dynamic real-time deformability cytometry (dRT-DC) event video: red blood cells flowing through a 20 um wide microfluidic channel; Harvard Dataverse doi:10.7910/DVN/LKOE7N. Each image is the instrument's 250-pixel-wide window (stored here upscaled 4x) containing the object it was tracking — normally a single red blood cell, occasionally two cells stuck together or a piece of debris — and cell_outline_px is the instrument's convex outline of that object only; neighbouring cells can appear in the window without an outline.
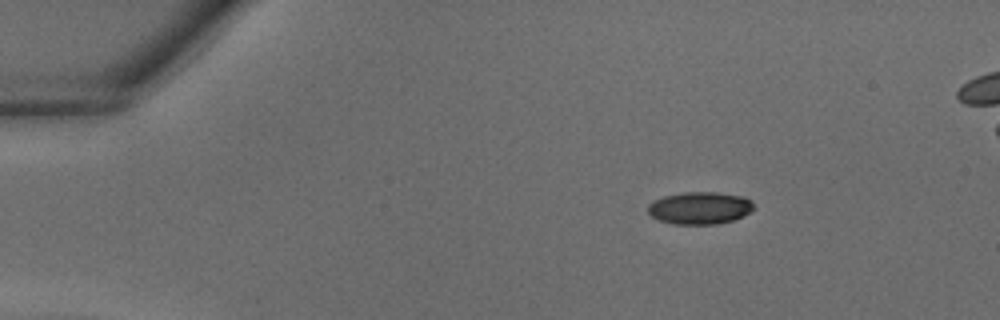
{"species": "common noctule bat (a hibernating species)", "species_latin": "Nyctalus noctula", "temperature_condition": "warm", "stored_images_in_passage": 34, "segment_of_instrument_passage": [1, 2], "camera_frame_rate_fps": 3000, "um_per_image_px": 0.085, "animal": {"sex": "male", "body_mass_g": 18.8}, "frame": {"image": 1, "passage_image": 1, "time_ms": 0.0, "image_size_px": [1000, 320], "cell_outline_px": [[756, 208], [744, 216], [732, 220], [716, 224], [672, 224], [660, 220], [652, 216], [648, 212], [648, 204], [652, 200], [664, 196], [684, 192], [716, 192], [744, 196], [752, 200]], "centroid_in_image_um": [59.51, 17.67], "position_along_channel_um": 25.5, "area_um2": 20.17}}
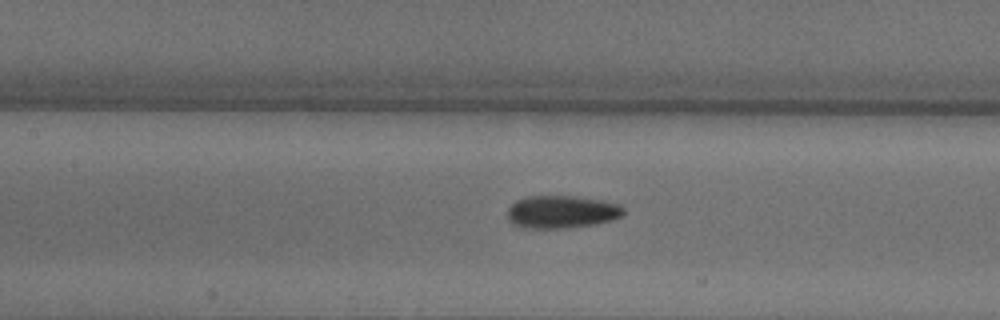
{"frame": {"image": 2, "passage_image": 13, "time_ms": 4.0, "image_size_px": [1000, 320], "cell_outline_px": [[624, 212], [620, 216], [612, 220], [596, 224], [564, 228], [524, 228], [512, 224], [508, 220], [508, 208], [516, 200], [524, 196], [572, 196], [620, 204], [624, 208]], "centroid_in_image_um": [47.7, 18.01], "position_along_channel_um": 159.7, "area_um2": 22.08}}
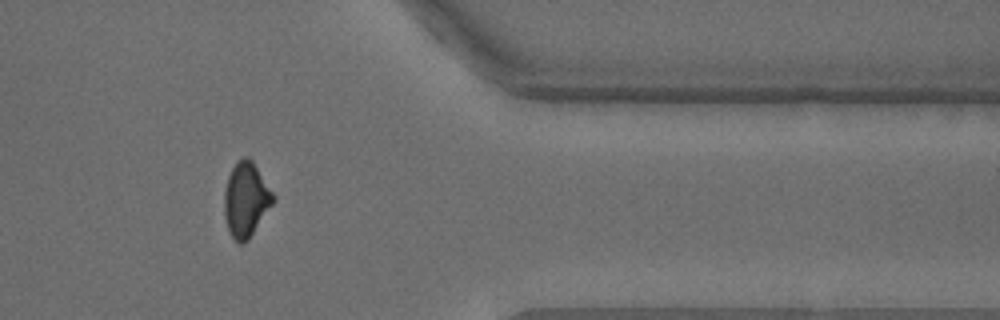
{"frame": {"image": 3, "passage_image": 27, "time_ms": 8.667, "image_size_px": [1000, 320], "cell_outline_px": [[276, 200], [248, 240], [244, 244], [240, 244], [228, 232], [224, 216], [224, 192], [228, 176], [236, 160], [244, 156], [248, 156], [252, 160], [276, 196]], "centroid_in_image_um": [20.91, 16.96], "position_along_channel_um": 390.5, "area_um2": 21.56}}